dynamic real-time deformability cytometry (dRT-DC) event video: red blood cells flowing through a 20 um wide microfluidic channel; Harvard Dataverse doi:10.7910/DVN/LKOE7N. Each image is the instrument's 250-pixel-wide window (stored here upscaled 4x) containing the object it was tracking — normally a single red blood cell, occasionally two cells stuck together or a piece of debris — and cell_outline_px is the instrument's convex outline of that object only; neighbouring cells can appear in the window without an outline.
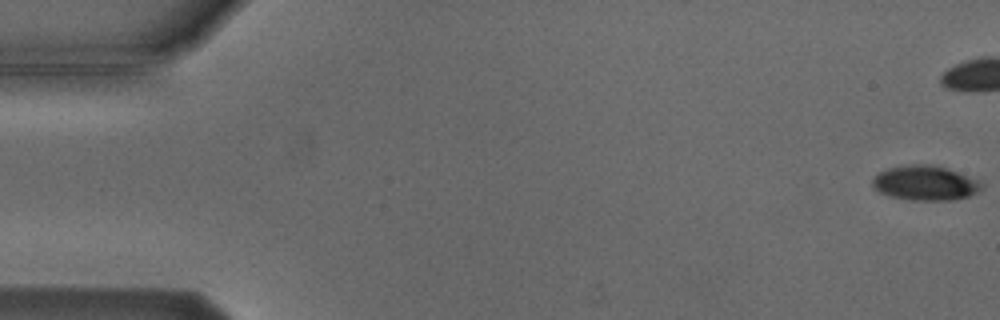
{"species": "Egyptian fruit bat (a non-hibernating species)", "species_latin": "Rousettus aegyptiacus", "temperature_condition": "cold", "stored_images_in_passage": 9, "camera_frame_rate_fps": 3000, "um_per_image_px": 0.085, "animal": {"sex": "male"}, "frame": {"image": 1, "passage_image": 1, "time_ms": 0.0, "image_size_px": [1000, 320], "cell_outline_px": [[984, 188], [968, 196], [952, 200], [912, 200], [888, 196], [872, 188], [872, 180], [880, 172], [888, 168], [904, 164], [928, 164], [948, 168], [980, 180], [984, 184]], "centroid_in_image_um": [78.65, 15.55], "position_along_channel_um": 6.3, "area_um2": 22.31}}
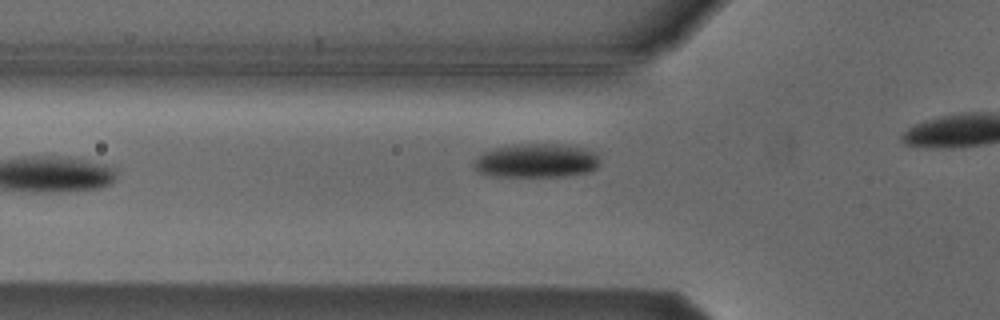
{"frame": {"image": 2, "passage_image": 7, "time_ms": 7.0, "image_size_px": [1000, 320], "cell_outline_px": [[600, 164], [596, 168], [588, 172], [564, 176], [492, 176], [480, 172], [472, 164], [484, 152], [496, 148], [516, 144], [564, 144], [584, 148], [596, 152], [600, 160]], "centroid_in_image_um": [45.65, 13.65], "position_along_channel_um": 80.1, "area_um2": 24.8}}
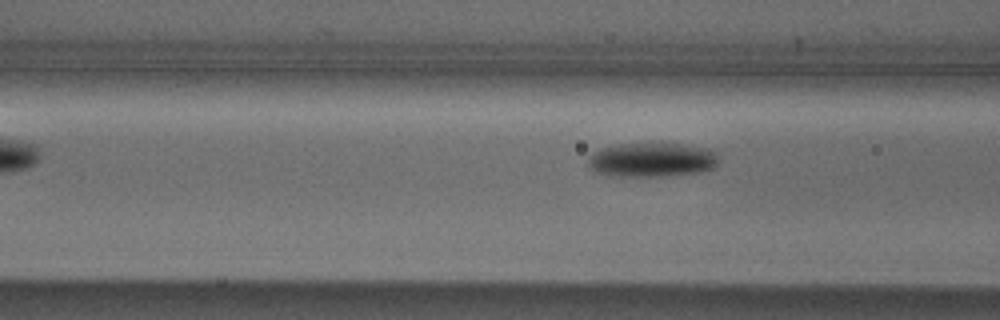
{"frame": {"image": 3, "passage_image": 9, "time_ms": 9.333, "image_size_px": [1000, 320], "cell_outline_px": [[720, 160], [712, 168], [700, 172], [668, 176], [608, 176], [596, 172], [588, 164], [588, 160], [592, 152], [600, 148], [620, 144], [680, 144], [712, 148], [716, 152]], "centroid_in_image_um": [55.44, 13.59], "position_along_channel_um": 111.2, "area_um2": 26.24}}